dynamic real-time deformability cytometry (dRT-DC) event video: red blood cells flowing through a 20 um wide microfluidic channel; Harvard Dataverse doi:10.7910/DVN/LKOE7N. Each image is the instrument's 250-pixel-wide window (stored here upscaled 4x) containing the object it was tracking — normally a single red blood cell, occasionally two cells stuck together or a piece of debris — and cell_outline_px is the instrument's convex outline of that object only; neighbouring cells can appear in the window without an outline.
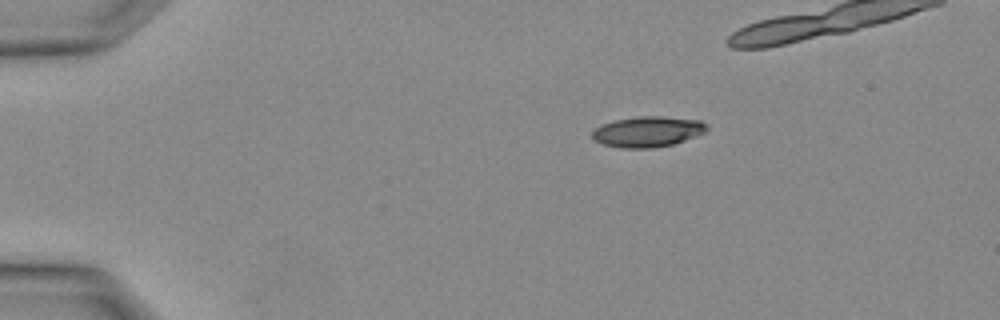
{"species": "Egyptian fruit bat (a non-hibernating species)", "species_latin": "Rousettus aegyptiacus", "temperature_condition": "warm", "stored_images_in_passage": 3, "camera_frame_rate_fps": 3000, "um_per_image_px": 0.085, "animal": {"sex": "female"}, "frame": {"image": 1, "passage_image": 1, "time_ms": 0.0, "image_size_px": [1000, 320], "cell_outline_px": [[708, 128], [704, 132], [684, 140], [672, 144], [652, 148], [620, 148], [604, 144], [592, 140], [592, 132], [600, 124], [616, 120], [636, 116], [660, 116], [700, 120]], "centroid_in_image_um": [54.99, 11.19], "position_along_channel_um": 30.0, "area_um2": 20.29}}